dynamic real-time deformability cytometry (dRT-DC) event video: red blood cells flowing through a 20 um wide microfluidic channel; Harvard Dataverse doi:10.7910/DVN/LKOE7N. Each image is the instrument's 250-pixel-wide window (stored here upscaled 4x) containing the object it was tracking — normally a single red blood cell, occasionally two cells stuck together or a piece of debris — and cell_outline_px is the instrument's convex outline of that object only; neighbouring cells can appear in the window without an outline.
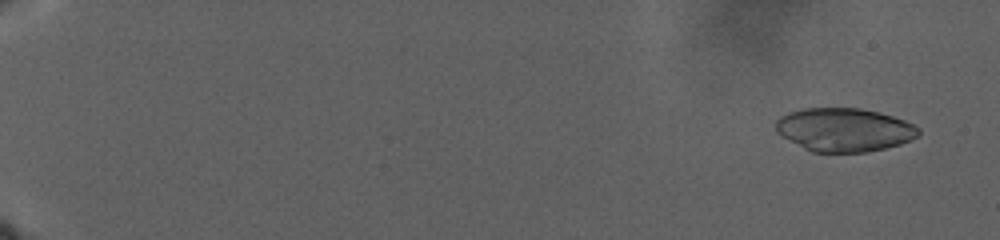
{"species": "human", "species_latin": "Homo sapiens", "temperature_condition": "warm", "stored_images_in_passage": 83, "camera_frame_rate_fps": 3000, "um_per_image_px": 0.085, "donor": {"sex": "male"}, "frame": {"image": 1, "passage_image": 3, "time_ms": 1.333, "image_size_px": [1000, 240], "cell_outline_px": [[920, 136], [900, 144], [868, 152], [812, 152], [780, 136], [776, 132], [776, 120], [780, 116], [788, 112], [804, 108], [860, 108], [892, 116], [904, 120], [920, 128]], "centroid_in_image_um": [71.74, 11.03], "position_along_channel_um": 13.3, "area_um2": 36.24}}
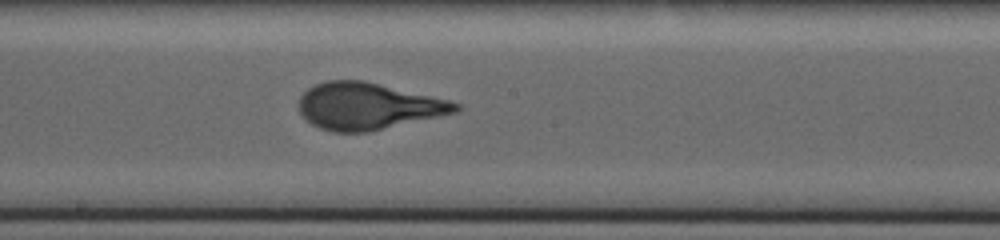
{"frame": {"image": 2, "passage_image": 49, "time_ms": 24.333, "image_size_px": [1000, 240], "cell_outline_px": [[460, 108], [456, 112], [368, 132], [332, 132], [320, 128], [312, 124], [300, 112], [300, 96], [308, 88], [316, 84], [328, 80], [364, 80], [448, 100], [460, 104]], "centroid_in_image_um": [31.25, 9.02], "position_along_channel_um": 216.9, "area_um2": 42.19}}
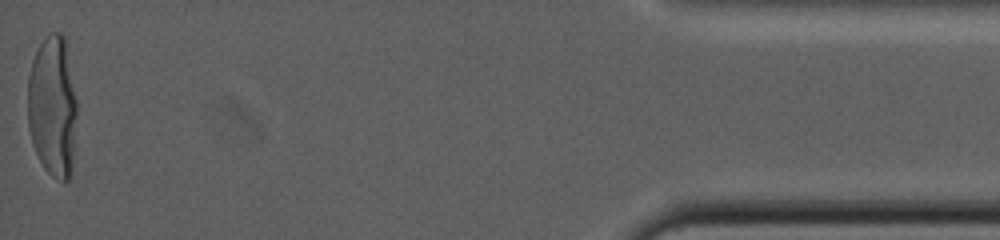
{"frame": {"image": 3, "passage_image": 83, "time_ms": 40.0, "image_size_px": [1000, 240], "cell_outline_px": [[76, 112], [72, 164], [68, 180], [64, 184], [56, 180], [44, 168], [32, 144], [28, 128], [28, 76], [32, 60], [40, 44], [48, 32], [60, 32], [64, 36], [76, 100]], "centroid_in_image_um": [4.45, 9.07], "position_along_channel_um": 430.7, "area_um2": 40.46}}